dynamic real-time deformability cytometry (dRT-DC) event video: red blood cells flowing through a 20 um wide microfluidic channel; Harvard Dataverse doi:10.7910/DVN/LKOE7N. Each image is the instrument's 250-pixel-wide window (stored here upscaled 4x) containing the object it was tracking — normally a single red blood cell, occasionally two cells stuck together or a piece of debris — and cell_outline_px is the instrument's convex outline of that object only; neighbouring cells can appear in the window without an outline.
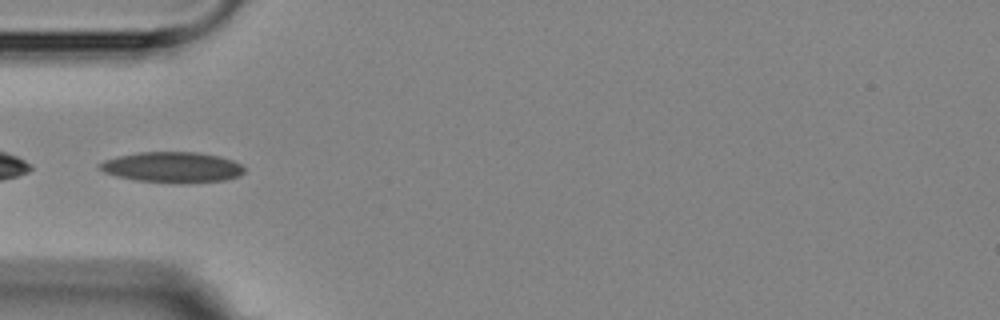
{"species": "Egyptian fruit bat (a non-hibernating species)", "species_latin": "Rousettus aegyptiacus", "temperature_condition": "room temperature", "stored_images_in_passage": 13, "camera_frame_rate_fps": 3000, "um_per_image_px": 0.085, "animal": {"sex": "female"}, "frame": {"image": 1, "passage_image": 3, "time_ms": 2.667, "image_size_px": [1000, 320], "cell_outline_px": [[244, 172], [240, 176], [224, 180], [180, 184], [136, 180], [116, 176], [104, 172], [96, 164], [104, 160], [120, 156], [140, 152], [200, 152], [220, 156], [232, 160], [240, 164], [244, 168]], "centroid_in_image_um": [14.66, 14.22], "position_along_channel_um": 70.3, "area_um2": 25.95}}
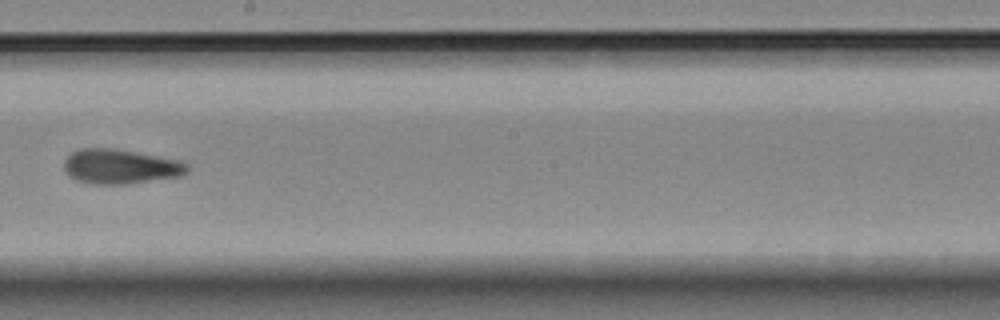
{"frame": {"image": 2, "passage_image": 7, "time_ms": 7.333, "image_size_px": [1000, 320], "cell_outline_px": [[188, 172], [180, 176], [132, 184], [92, 184], [80, 180], [72, 176], [64, 168], [64, 160], [72, 152], [80, 148], [112, 148], [180, 160], [188, 164]], "centroid_in_image_um": [10.27, 14.16], "position_along_channel_um": 237.9, "area_um2": 24.74}}
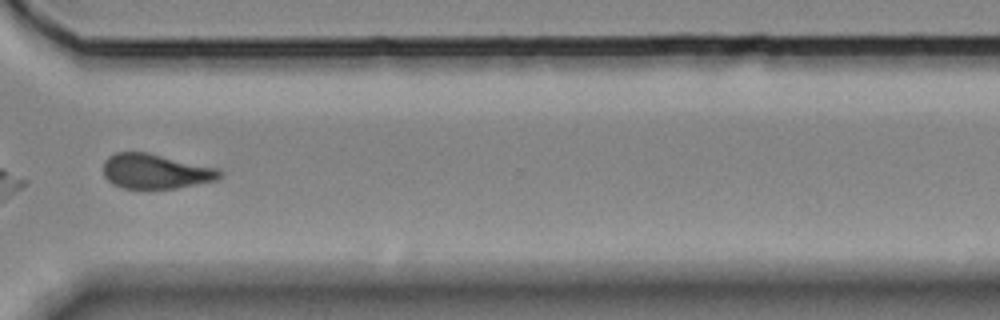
{"frame": {"image": 3, "passage_image": 10, "time_ms": 10.667, "image_size_px": [1000, 320], "cell_outline_px": [[224, 176], [216, 180], [176, 188], [124, 188], [112, 184], [104, 176], [104, 160], [108, 156], [116, 152], [148, 152], [220, 168], [224, 172]], "centroid_in_image_um": [13.26, 14.55], "position_along_channel_um": 357.3, "area_um2": 23.87}, "authors_computed_cell_mechanics": {"area_um2": 24.276, "velocity_mm_per_s": 3.5902, "shape_relaxation_time_tau1_ms": 8.0926, "shape_relaxation_time_tau2_ms": 5.1969, "deformation_change_tau1": 0.138, "deformation_change_tau2": 0.1362}}